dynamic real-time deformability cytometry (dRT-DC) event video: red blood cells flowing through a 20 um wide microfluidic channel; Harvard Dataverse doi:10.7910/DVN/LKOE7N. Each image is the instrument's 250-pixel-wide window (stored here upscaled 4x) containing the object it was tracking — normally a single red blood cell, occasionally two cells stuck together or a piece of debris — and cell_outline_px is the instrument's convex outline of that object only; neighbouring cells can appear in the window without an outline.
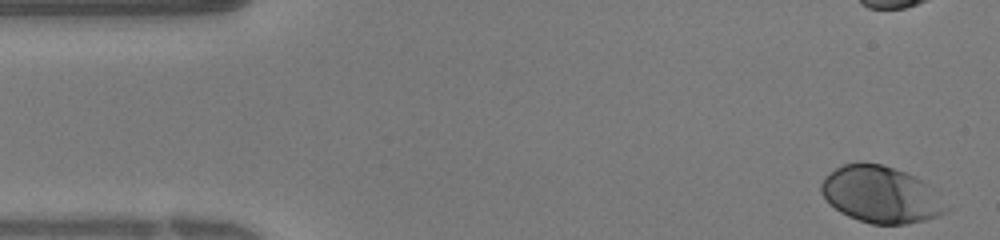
{"species": "human", "species_latin": "Homo sapiens", "temperature_condition": "warm", "stored_images_in_passage": 31, "camera_frame_rate_fps": 3000, "um_per_image_px": 0.085, "donor": {"sex": "female"}, "frame": {"image": 1, "passage_image": 1, "time_ms": 0.0, "image_size_px": [1000, 240], "cell_outline_px": [[948, 208], [944, 212], [936, 216], [924, 220], [904, 224], [872, 224], [848, 216], [840, 212], [820, 192], [820, 184], [824, 176], [828, 172], [844, 164], [880, 164], [904, 172], [924, 180], [932, 188]], "centroid_in_image_um": [74.85, 16.54], "position_along_channel_um": 10.2, "area_um2": 40.52}}